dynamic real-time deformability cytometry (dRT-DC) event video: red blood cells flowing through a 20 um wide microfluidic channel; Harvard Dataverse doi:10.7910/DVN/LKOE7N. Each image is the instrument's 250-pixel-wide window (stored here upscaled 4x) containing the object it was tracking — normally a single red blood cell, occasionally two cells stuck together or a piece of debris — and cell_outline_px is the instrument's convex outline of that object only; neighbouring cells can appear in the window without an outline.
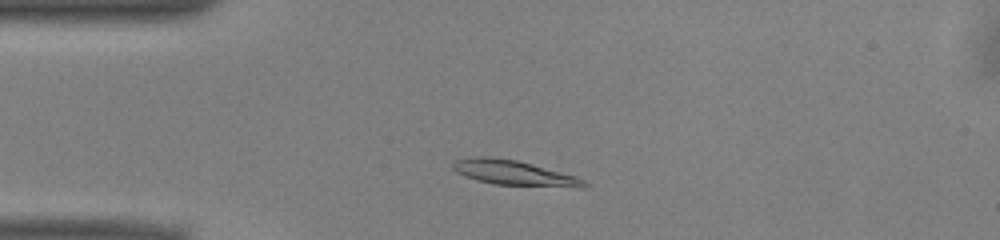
{"species": "common noctule bat (a hibernating species)", "species_latin": "Nyctalus noctula", "temperature_condition": "warm", "stored_images_in_passage": 45, "camera_frame_rate_fps": 3000, "um_per_image_px": 0.085, "animal": {"sex": "male", "body_mass_g": 13.0, "forearm_length_mm": 53.1}, "frame": {"image": 1, "passage_image": 6, "time_ms": 1.667, "image_size_px": [1000, 240], "cell_outline_px": [[588, 184], [584, 188], [580, 188], [492, 184], [476, 180], [464, 176], [456, 172], [452, 168], [452, 164], [456, 160], [472, 156], [488, 156], [516, 160], [532, 164], [576, 176], [584, 180]], "centroid_in_image_um": [43.68, 14.7], "position_along_channel_um": 41.3, "area_um2": 19.25}}
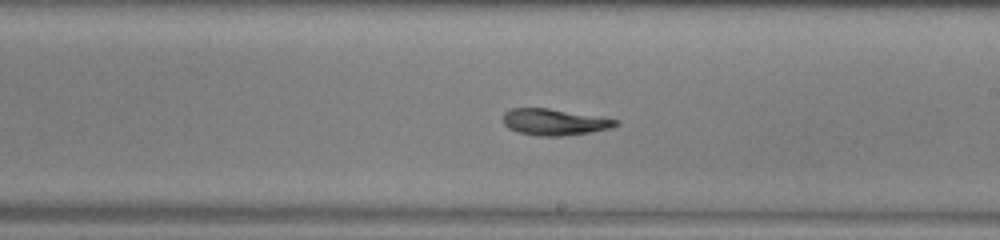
{"frame": {"image": 2, "passage_image": 23, "time_ms": 7.333, "image_size_px": [1000, 240], "cell_outline_px": [[620, 124], [608, 128], [592, 132], [560, 136], [540, 136], [520, 132], [508, 128], [504, 124], [504, 112], [512, 108], [548, 108], [604, 116], [620, 120]], "centroid_in_image_um": [47.19, 10.36], "position_along_channel_um": 241.8, "area_um2": 17.46}}
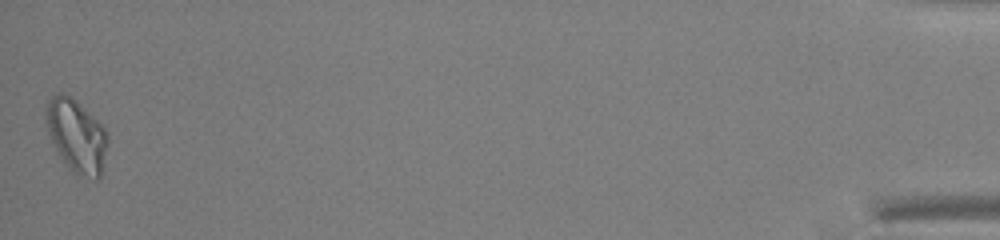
{"frame": {"image": 3, "passage_image": 45, "time_ms": 14.667, "image_size_px": [1000, 240], "cell_outline_px": [[108, 144], [100, 180], [96, 180], [76, 176], [68, 168], [60, 156], [48, 132], [48, 100], [56, 92], [60, 92], [76, 100], [108, 132]], "centroid_in_image_um": [6.56, 11.62], "position_along_channel_um": 428.6, "area_um2": 25.95}, "authors_computed_cell_mechanics": {"area_um2": 17.9758, "velocity_mm_per_s": 3.9332, "shape_relaxation_time_tau1_ms": 3.708, "shape_relaxation_time_tau2_ms": 3.8784, "deformation_change_tau1": 0.1734, "deformation_change_tau2": 0.1086}}